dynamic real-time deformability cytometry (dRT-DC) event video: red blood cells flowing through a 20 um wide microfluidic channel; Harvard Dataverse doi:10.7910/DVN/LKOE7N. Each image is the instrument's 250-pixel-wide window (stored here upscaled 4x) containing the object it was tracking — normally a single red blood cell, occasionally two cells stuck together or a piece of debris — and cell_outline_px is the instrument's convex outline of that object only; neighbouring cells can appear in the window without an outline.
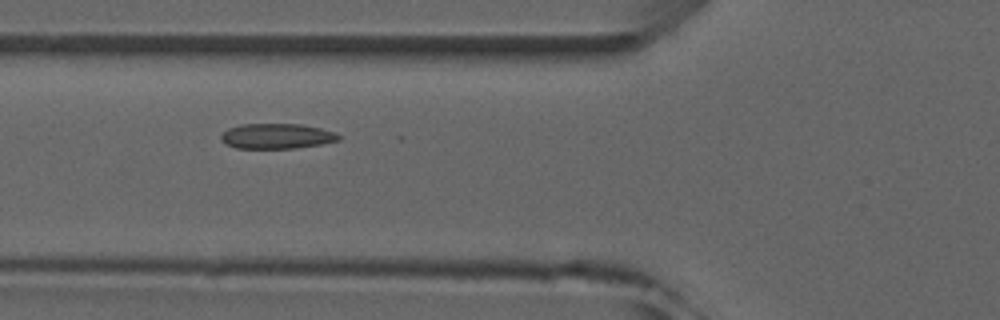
{"species": "common noctule bat (a hibernating species)", "species_latin": "Nyctalus noctula", "temperature_condition": "room temperature", "stored_images_in_passage": 3, "camera_frame_rate_fps": 3000, "um_per_image_px": 0.085, "animal": {"sex": "male", "forearm_length_mm": 52.5}, "frame": {"image": 1, "passage_image": 3, "time_ms": 2.333, "image_size_px": [1000, 320], "cell_outline_px": [[340, 140], [320, 144], [296, 148], [236, 148], [224, 144], [220, 140], [220, 136], [228, 128], [240, 124], [300, 124], [320, 128], [336, 132], [340, 136]], "centroid_in_image_um": [23.5, 11.57], "position_along_channel_um": 102.3, "area_um2": 17.34}}